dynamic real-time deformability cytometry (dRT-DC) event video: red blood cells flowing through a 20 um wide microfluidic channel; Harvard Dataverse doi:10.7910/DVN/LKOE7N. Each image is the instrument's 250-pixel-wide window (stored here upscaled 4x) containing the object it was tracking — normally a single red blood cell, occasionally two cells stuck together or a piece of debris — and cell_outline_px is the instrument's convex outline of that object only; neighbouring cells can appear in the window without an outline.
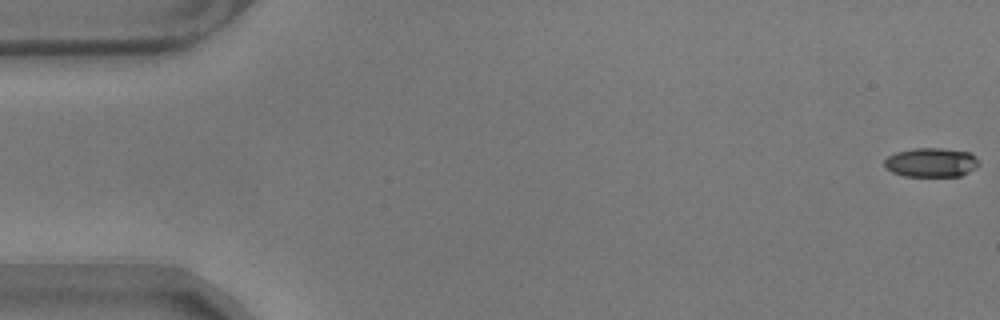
{"species": "common noctule bat (a hibernating species)", "species_latin": "Nyctalus noctula", "temperature_condition": "warm", "stored_images_in_passage": 55, "camera_frame_rate_fps": 3000, "um_per_image_px": 0.085, "animal": {"sex": "male", "body_mass_g": 17.9}, "frame": {"image": 1, "passage_image": 1, "time_ms": 0.0, "image_size_px": [1000, 320], "cell_outline_px": [[980, 164], [976, 168], [960, 176], [904, 176], [892, 172], [884, 168], [884, 160], [888, 156], [896, 152], [912, 148], [944, 148], [972, 152], [976, 156]], "centroid_in_image_um": [79.16, 13.8], "position_along_channel_um": 5.8, "area_um2": 16.36}}
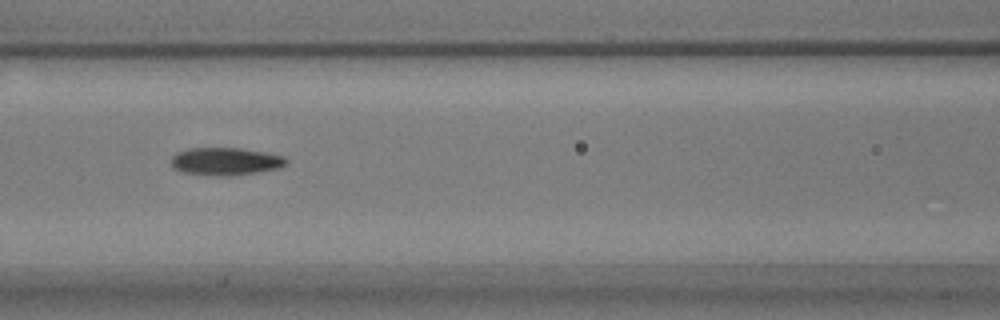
{"frame": {"image": 2, "passage_image": 25, "time_ms": 8.0, "image_size_px": [1000, 320], "cell_outline_px": [[288, 164], [280, 168], [256, 172], [228, 176], [216, 176], [180, 172], [172, 168], [172, 156], [176, 152], [188, 148], [240, 148], [264, 152], [284, 156], [288, 160]], "centroid_in_image_um": [19.16, 13.72], "position_along_channel_um": 147.4, "area_um2": 18.73}}
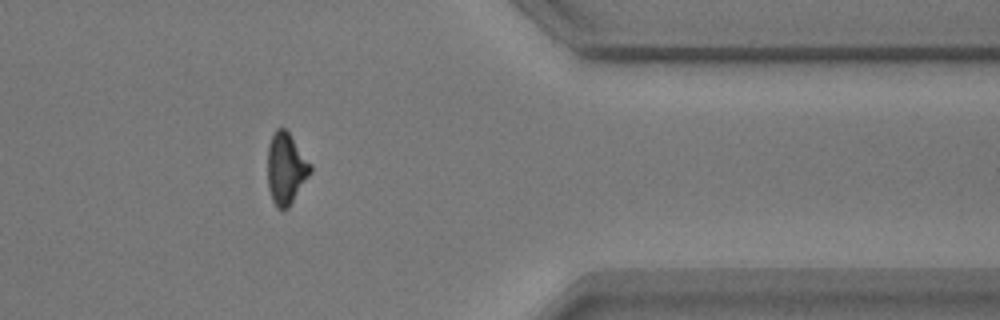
{"frame": {"image": 3, "passage_image": 47, "time_ms": 15.333, "image_size_px": [1000, 320], "cell_outline_px": [[312, 172], [288, 208], [284, 212], [276, 208], [272, 200], [268, 188], [268, 144], [276, 128], [284, 128], [288, 132], [312, 164]], "centroid_in_image_um": [24.31, 14.36], "position_along_channel_um": 387.1, "area_um2": 17.98}, "authors_computed_cell_mechanics": {"area_um2": 17.8024, "velocity_mm_per_s": 3.5346, "shape_relaxation_time_tau1_ms": 6.4636, "shape_relaxation_time_tau2_ms": 3.5767, "deformation_change_tau1": 0.1982, "deformation_change_tau2": 0.1163}}